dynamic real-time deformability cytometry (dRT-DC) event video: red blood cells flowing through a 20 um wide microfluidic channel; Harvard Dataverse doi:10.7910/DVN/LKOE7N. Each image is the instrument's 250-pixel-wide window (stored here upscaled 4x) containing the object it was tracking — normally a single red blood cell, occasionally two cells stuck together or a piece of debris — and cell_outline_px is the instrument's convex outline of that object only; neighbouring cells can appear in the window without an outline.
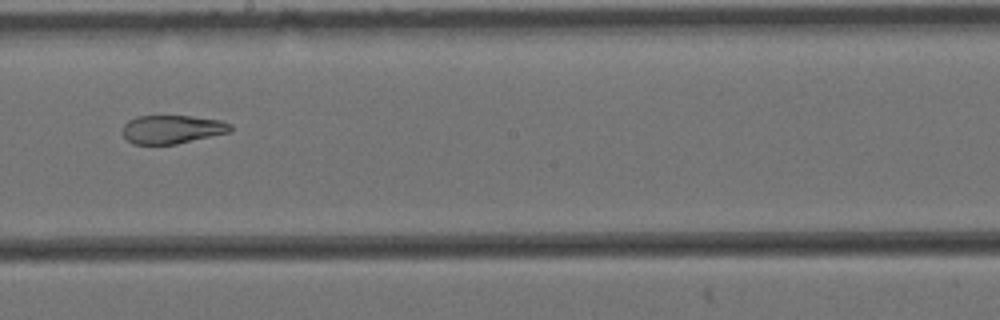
{"species": "Egyptian fruit bat (a non-hibernating species)", "species_latin": "Rousettus aegyptiacus", "temperature_condition": "cold", "stored_images_in_passage": 10, "camera_frame_rate_fps": 3000, "um_per_image_px": 0.085, "animal": {"sex": "female"}, "frame": {"image": 1, "passage_image": 9, "time_ms": 2.667, "image_size_px": [1000, 320], "cell_outline_px": [[232, 132], [176, 144], [132, 144], [124, 136], [124, 124], [128, 120], [136, 116], [192, 116], [220, 120], [232, 124]], "centroid_in_image_um": [14.67, 10.99], "position_along_channel_um": 233.5, "area_um2": 17.98}}
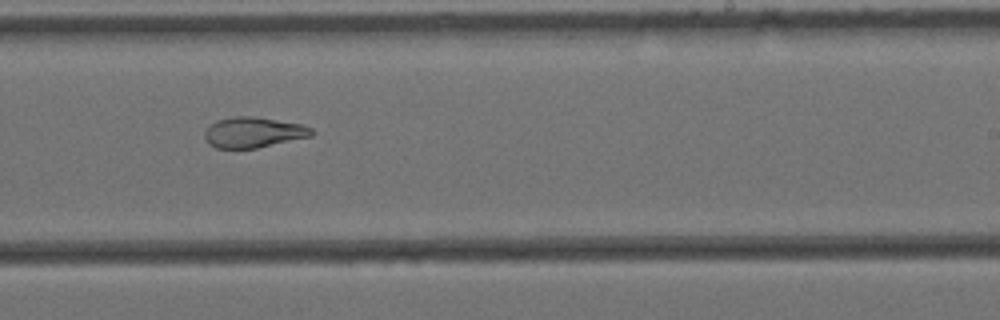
{"frame": {"image": 2, "passage_image": 10, "time_ms": 3.0, "image_size_px": [1000, 320], "cell_outline_px": [[316, 132], [312, 136], [256, 148], [216, 148], [208, 144], [204, 136], [204, 132], [216, 120], [232, 116], [252, 116], [300, 124], [312, 128]], "centroid_in_image_um": [21.53, 11.25], "position_along_channel_um": 267.5, "area_um2": 18.96}}